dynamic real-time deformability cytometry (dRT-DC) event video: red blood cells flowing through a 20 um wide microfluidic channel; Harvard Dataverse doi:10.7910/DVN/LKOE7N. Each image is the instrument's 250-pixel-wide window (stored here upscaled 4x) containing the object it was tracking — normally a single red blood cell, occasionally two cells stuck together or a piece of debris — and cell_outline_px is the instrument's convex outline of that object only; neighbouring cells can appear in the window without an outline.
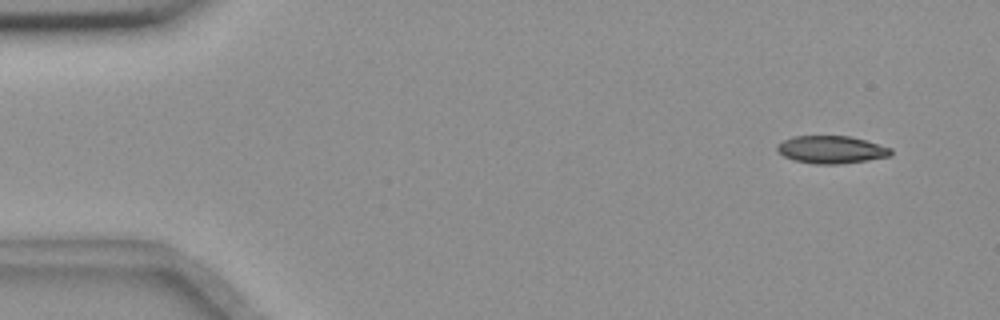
{"species": "common noctule bat (a hibernating species)", "species_latin": "Nyctalus noctula", "temperature_condition": "room temperature", "stored_images_in_passage": 8, "camera_frame_rate_fps": 3000, "um_per_image_px": 0.085, "animal": {"sex": "female", "body_mass_g": 18.4}, "frame": {"image": 1, "passage_image": 1, "time_ms": 0.0, "image_size_px": [1000, 320], "cell_outline_px": [[892, 156], [868, 160], [836, 164], [816, 164], [796, 160], [784, 156], [776, 148], [776, 144], [792, 136], [848, 136], [864, 140], [892, 148]], "centroid_in_image_um": [70.67, 12.71], "position_along_channel_um": 14.3, "area_um2": 18.15}}
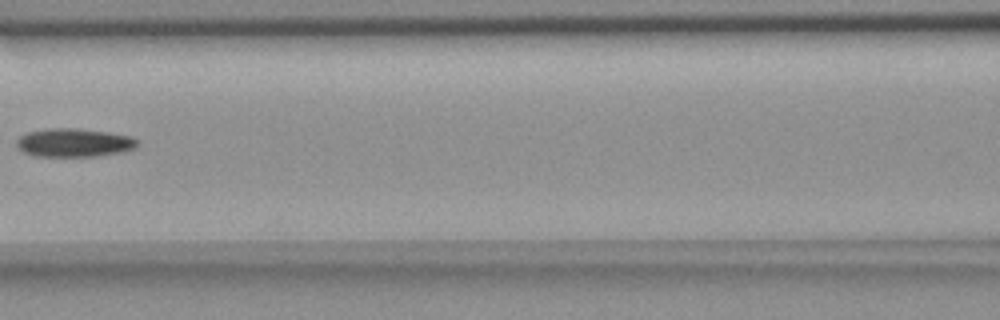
{"frame": {"image": 2, "passage_image": 7, "time_ms": 7.0, "image_size_px": [1000, 320], "cell_outline_px": [[140, 144], [136, 148], [124, 152], [96, 156], [36, 156], [24, 152], [16, 144], [16, 140], [20, 136], [28, 132], [48, 128], [76, 128], [108, 132], [132, 136], [140, 140]], "centroid_in_image_um": [6.37, 12.12], "position_along_channel_um": 160.2, "area_um2": 20.23}}
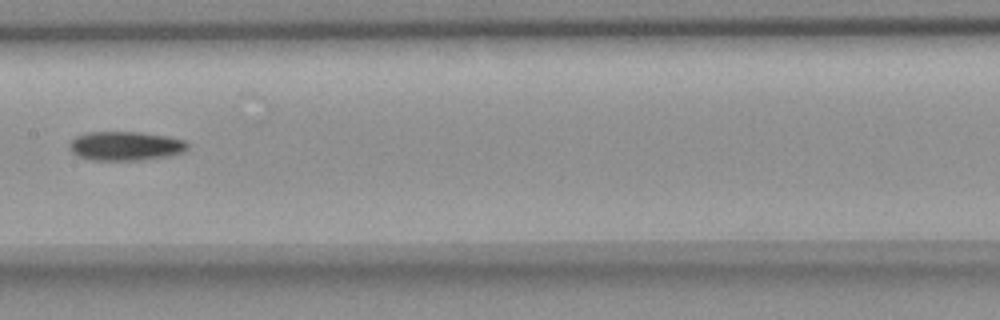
{"frame": {"image": 3, "passage_image": 8, "time_ms": 8.0, "image_size_px": [1000, 320], "cell_outline_px": [[188, 148], [184, 152], [168, 156], [140, 160], [88, 160], [76, 156], [68, 148], [68, 144], [76, 136], [88, 132], [140, 132], [168, 136], [184, 140], [188, 144]], "centroid_in_image_um": [10.64, 12.41], "position_along_channel_um": 196.8, "area_um2": 20.23}}